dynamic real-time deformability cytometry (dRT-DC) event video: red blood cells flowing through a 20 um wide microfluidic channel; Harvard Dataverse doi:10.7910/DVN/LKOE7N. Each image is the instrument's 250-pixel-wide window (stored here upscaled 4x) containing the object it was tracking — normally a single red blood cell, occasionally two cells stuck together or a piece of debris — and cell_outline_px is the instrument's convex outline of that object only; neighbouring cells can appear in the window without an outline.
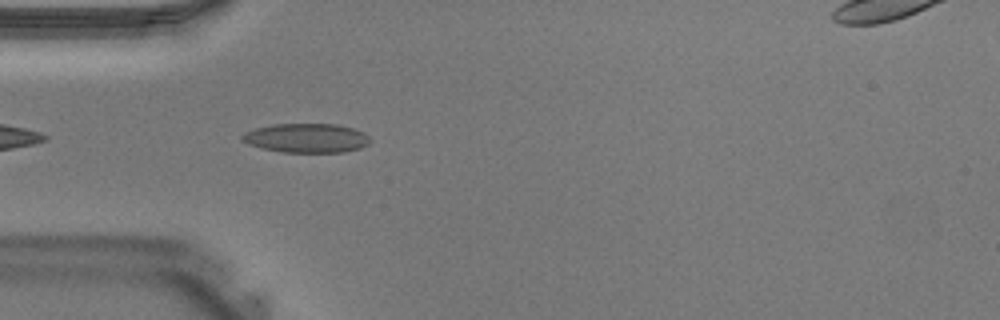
{"species": "Egyptian fruit bat (a non-hibernating species)", "species_latin": "Rousettus aegyptiacus", "temperature_condition": "warm", "stored_images_in_passage": 25, "camera_frame_rate_fps": 3000, "um_per_image_px": 0.085, "animal": {"sex": "male"}, "frame": {"image": 1, "passage_image": 2, "time_ms": 0.333, "image_size_px": [1000, 320], "cell_outline_px": [[372, 140], [368, 144], [360, 148], [344, 152], [284, 152], [264, 148], [248, 144], [240, 140], [240, 136], [244, 132], [256, 128], [272, 124], [336, 124], [352, 128], [364, 132]], "centroid_in_image_um": [26.05, 11.73], "position_along_channel_um": 59.0, "area_um2": 21.79}}
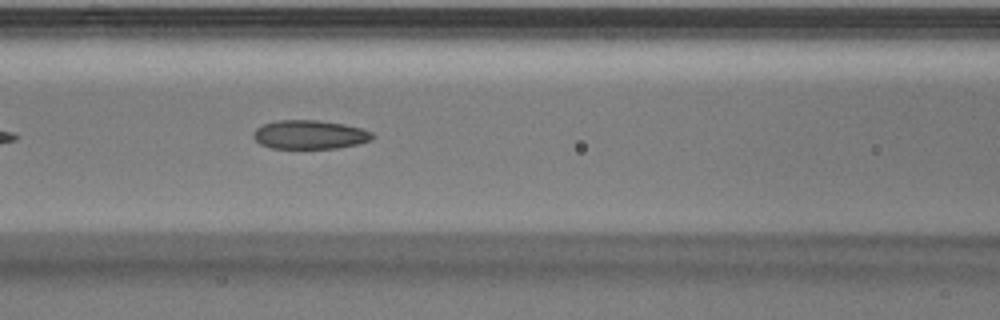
{"frame": {"image": 2, "passage_image": 7, "time_ms": 2.0, "image_size_px": [1000, 320], "cell_outline_px": [[376, 136], [372, 140], [340, 148], [272, 148], [260, 144], [252, 136], [256, 128], [264, 124], [276, 120], [316, 120], [344, 124], [360, 128], [372, 132]], "centroid_in_image_um": [26.34, 11.44], "position_along_channel_um": 140.3, "area_um2": 20.0}}
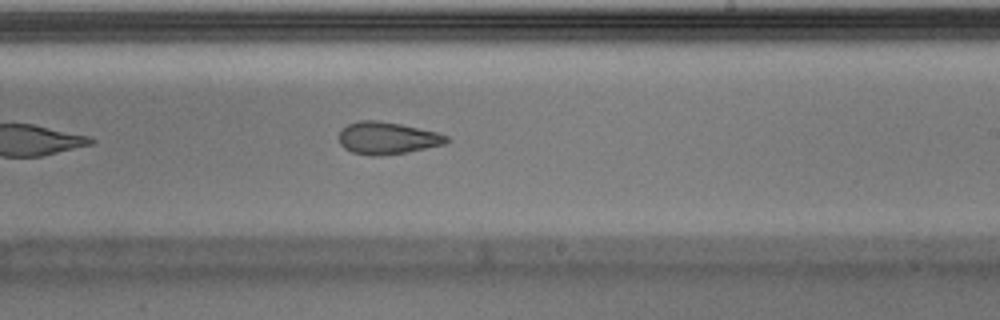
{"frame": {"image": 3, "passage_image": 14, "time_ms": 4.333, "image_size_px": [1000, 320], "cell_outline_px": [[452, 140], [444, 144], [408, 152], [380, 156], [372, 156], [352, 152], [344, 148], [340, 144], [340, 132], [348, 124], [360, 120], [376, 120], [400, 124], [440, 132], [448, 136]], "centroid_in_image_um": [32.97, 11.74], "position_along_channel_um": 256.0, "area_um2": 20.29}}